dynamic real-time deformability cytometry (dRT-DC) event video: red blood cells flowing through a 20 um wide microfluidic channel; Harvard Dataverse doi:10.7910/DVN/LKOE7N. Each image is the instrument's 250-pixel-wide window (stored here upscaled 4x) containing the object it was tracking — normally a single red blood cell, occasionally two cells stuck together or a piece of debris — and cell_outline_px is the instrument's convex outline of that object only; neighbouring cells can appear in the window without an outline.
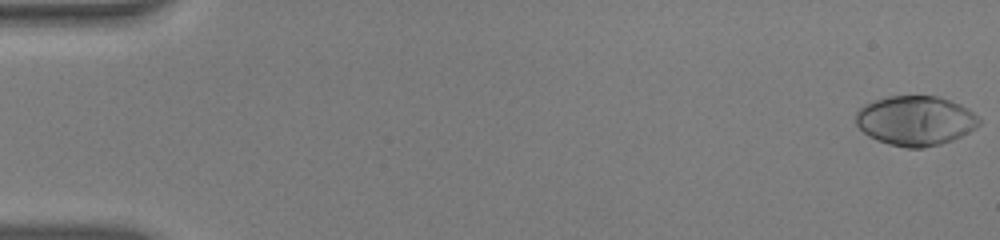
{"species": "human", "species_latin": "Homo sapiens", "temperature_condition": "warm", "stored_images_in_passage": 54, "camera_frame_rate_fps": 3000, "um_per_image_px": 0.085, "donor": {"sex": "male"}, "frame": {"image": 1, "passage_image": 1, "time_ms": 0.0, "image_size_px": [1000, 240], "cell_outline_px": [[980, 124], [976, 128], [952, 140], [940, 144], [920, 148], [908, 148], [888, 144], [876, 140], [868, 136], [856, 124], [856, 112], [864, 104], [872, 100], [888, 96], [936, 96], [960, 104], [968, 108], [980, 120]], "centroid_in_image_um": [77.78, 10.25], "position_along_channel_um": 7.2, "area_um2": 35.66}}
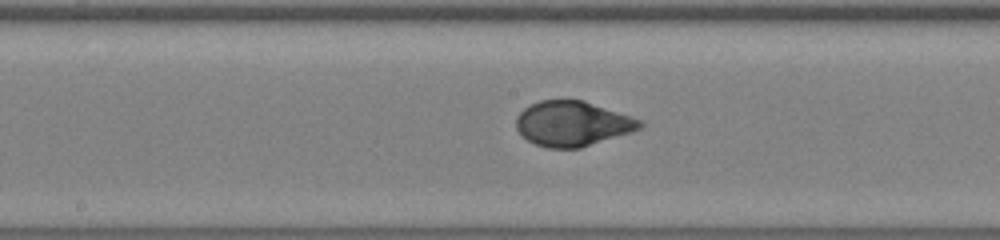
{"frame": {"image": 2, "passage_image": 29, "time_ms": 9.333, "image_size_px": [1000, 240], "cell_outline_px": [[644, 124], [640, 128], [632, 132], [580, 148], [548, 148], [536, 144], [528, 140], [516, 128], [516, 116], [528, 104], [540, 100], [584, 100], [644, 120]], "centroid_in_image_um": [48.68, 10.5], "position_along_channel_um": 199.5, "area_um2": 32.6}}
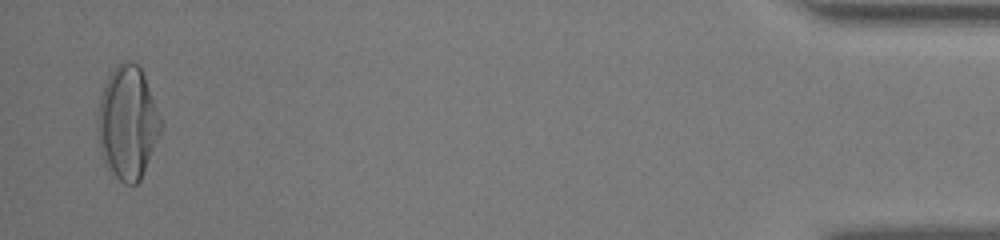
{"frame": {"image": 3, "passage_image": 53, "time_ms": 17.333, "image_size_px": [1000, 240], "cell_outline_px": [[164, 128], [140, 180], [136, 184], [124, 184], [116, 176], [104, 160], [100, 144], [96, 116], [100, 96], [104, 84], [108, 76], [116, 64], [124, 60], [132, 60], [140, 64], [164, 124]], "centroid_in_image_um": [10.88, 10.36], "position_along_channel_um": 424.3, "area_um2": 42.08}, "authors_computed_cell_mechanics": {"area_um2": 33.524, "velocity_mm_per_s": 3.8586, "shape_relaxation_time_tau1_ms": 4.3825, "shape_relaxation_time_tau2_ms": null, "deformation_change_tau1": 0.2436, "deformation_change_tau2": null}}